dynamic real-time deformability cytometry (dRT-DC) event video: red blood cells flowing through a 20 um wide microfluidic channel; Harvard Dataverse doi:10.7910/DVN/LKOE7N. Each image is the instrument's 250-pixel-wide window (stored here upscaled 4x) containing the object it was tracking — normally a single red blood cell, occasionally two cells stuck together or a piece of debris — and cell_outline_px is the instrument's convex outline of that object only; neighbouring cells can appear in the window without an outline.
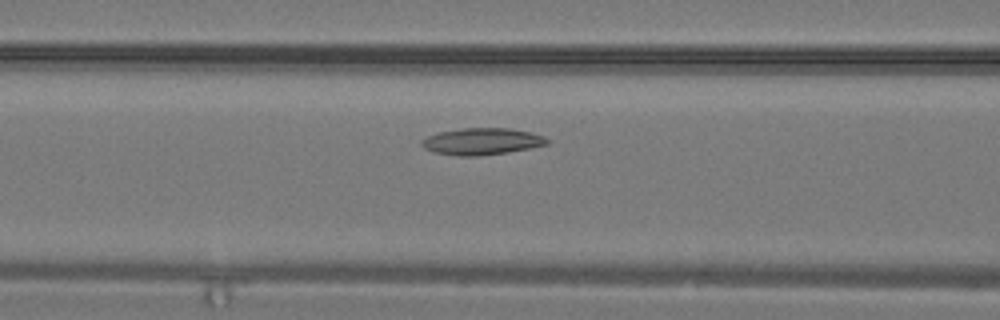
{"species": "common noctule bat (a hibernating species)", "species_latin": "Nyctalus noctula", "temperature_condition": "warm", "stored_images_in_passage": 28, "camera_frame_rate_fps": 3000, "um_per_image_px": 0.085, "animal": {"sex": "male", "body_mass_g": 19.2, "forearm_length_mm": 51.8}, "frame": {"image": 1, "passage_image": 10, "time_ms": 3.0, "image_size_px": [1000, 320], "cell_outline_px": [[552, 140], [548, 144], [508, 152], [480, 156], [456, 156], [432, 152], [424, 148], [420, 144], [420, 140], [428, 136], [440, 132], [460, 128], [512, 128], [544, 136]], "centroid_in_image_um": [40.94, 12.02], "position_along_channel_um": 125.7, "area_um2": 19.71}}
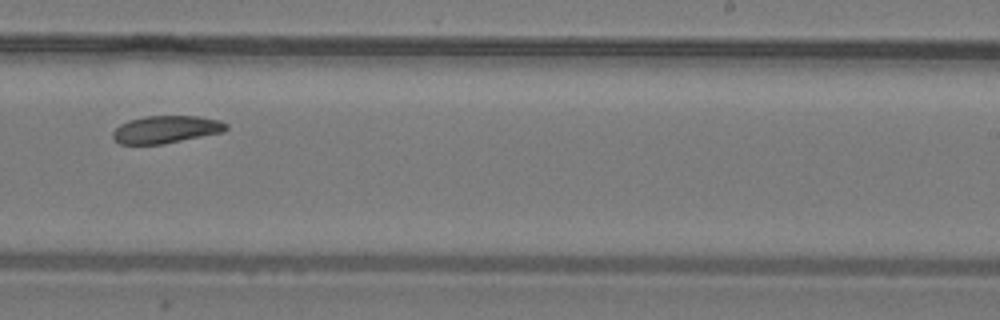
{"frame": {"image": 2, "passage_image": 17, "time_ms": 5.333, "image_size_px": [1000, 320], "cell_outline_px": [[228, 128], [224, 132], [164, 144], [120, 144], [112, 136], [112, 132], [120, 124], [128, 120], [144, 116], [196, 116], [220, 120], [228, 124]], "centroid_in_image_um": [14.13, 11.0], "position_along_channel_um": 274.9, "area_um2": 18.26}}
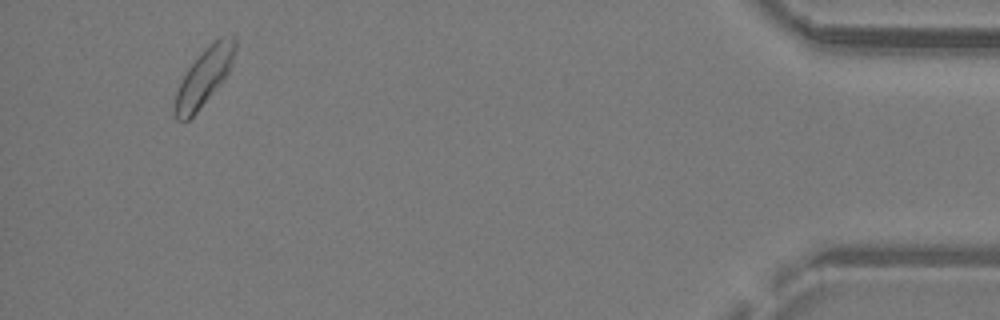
{"frame": {"image": 3, "passage_image": 27, "time_ms": 8.667, "image_size_px": [1000, 320], "cell_outline_px": [[236, 48], [232, 64], [224, 80], [196, 112], [188, 120], [176, 120], [176, 92], [188, 68], [204, 48], [208, 44], [220, 36], [236, 36]], "centroid_in_image_um": [17.4, 6.47], "position_along_channel_um": 417.8, "area_um2": 19.71}}